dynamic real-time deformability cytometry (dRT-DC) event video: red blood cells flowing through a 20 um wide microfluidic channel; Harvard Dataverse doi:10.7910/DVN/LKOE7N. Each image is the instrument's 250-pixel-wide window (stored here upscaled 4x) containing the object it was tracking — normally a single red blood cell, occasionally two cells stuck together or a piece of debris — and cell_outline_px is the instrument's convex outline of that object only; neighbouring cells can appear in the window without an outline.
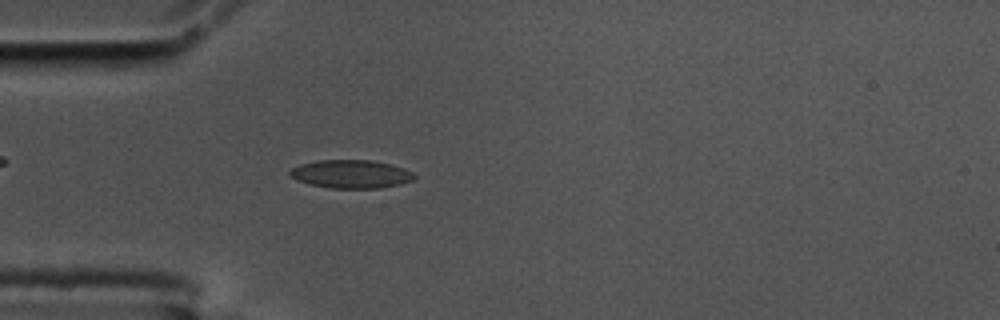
{"species": "common noctule bat (a hibernating species)", "species_latin": "Nyctalus noctula", "temperature_condition": "cold", "stored_images_in_passage": 57, "camera_frame_rate_fps": 3000, "um_per_image_px": 0.085, "animal": {"sex": "male", "body_mass_g": 17.5, "forearm_length_mm": 52.3}, "frame": {"image": 1, "passage_image": 16, "time_ms": 5.0, "image_size_px": [1000, 320], "cell_outline_px": [[416, 176], [412, 180], [400, 184], [380, 188], [332, 188], [312, 184], [300, 180], [292, 176], [288, 172], [292, 168], [300, 164], [316, 160], [372, 160], [392, 164], [404, 168], [412, 172]], "centroid_in_image_um": [29.88, 14.78], "position_along_channel_um": 55.1, "area_um2": 20.35}}
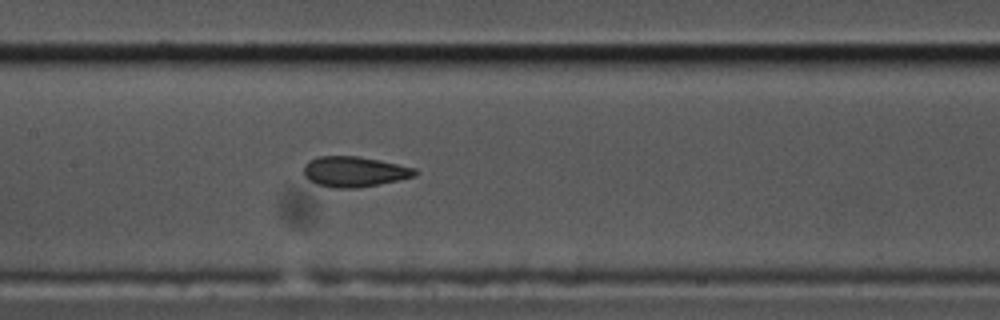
{"frame": {"image": 2, "passage_image": 27, "time_ms": 8.667, "image_size_px": [1000, 320], "cell_outline_px": [[420, 172], [416, 176], [356, 188], [336, 188], [316, 184], [308, 180], [304, 176], [304, 164], [308, 160], [320, 156], [360, 156], [416, 168]], "centroid_in_image_um": [30.1, 14.58], "position_along_channel_um": 177.3, "area_um2": 19.71}}
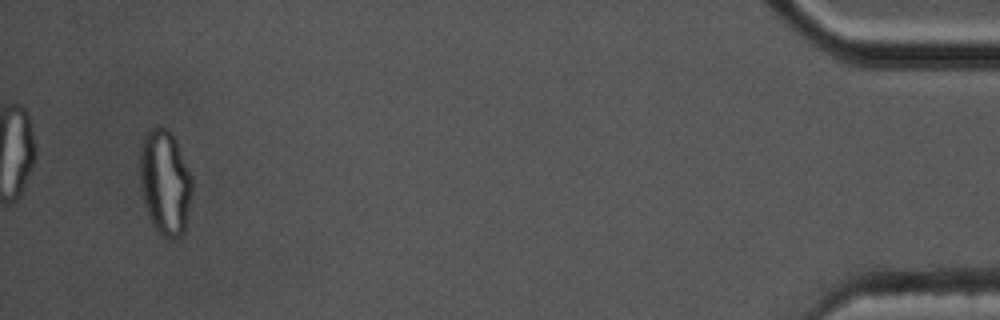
{"frame": {"image": 3, "passage_image": 55, "time_ms": 18.0, "image_size_px": [1000, 320], "cell_outline_px": [[192, 192], [184, 232], [180, 236], [172, 240], [168, 240], [152, 224], [144, 204], [140, 184], [140, 148], [144, 136], [156, 124], [168, 128], [192, 176]], "centroid_in_image_um": [14.01, 15.51], "position_along_channel_um": 421.2, "area_um2": 31.85}, "authors_computed_cell_mechanics": {"area_um2": 19.7098, "velocity_mm_per_s": 3.4669, "shape_relaxation_time_tau1_ms": null, "shape_relaxation_time_tau2_ms": 1.4459, "deformation_change_tau1": null, "deformation_change_tau2": 0.0743}}